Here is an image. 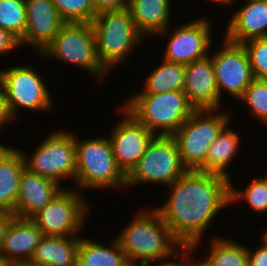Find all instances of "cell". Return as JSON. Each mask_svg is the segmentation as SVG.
I'll return each mask as SVG.
<instances>
[{
  "label": "cell",
  "mask_w": 267,
  "mask_h": 266,
  "mask_svg": "<svg viewBox=\"0 0 267 266\" xmlns=\"http://www.w3.org/2000/svg\"><path fill=\"white\" fill-rule=\"evenodd\" d=\"M184 93L195 110L224 109L217 84L211 56L185 65Z\"/></svg>",
  "instance_id": "obj_16"
},
{
  "label": "cell",
  "mask_w": 267,
  "mask_h": 266,
  "mask_svg": "<svg viewBox=\"0 0 267 266\" xmlns=\"http://www.w3.org/2000/svg\"><path fill=\"white\" fill-rule=\"evenodd\" d=\"M173 4V0H130L133 21L146 40L171 26Z\"/></svg>",
  "instance_id": "obj_21"
},
{
  "label": "cell",
  "mask_w": 267,
  "mask_h": 266,
  "mask_svg": "<svg viewBox=\"0 0 267 266\" xmlns=\"http://www.w3.org/2000/svg\"><path fill=\"white\" fill-rule=\"evenodd\" d=\"M9 145V146H8ZM25 169L18 147L0 143V211L15 213L20 177Z\"/></svg>",
  "instance_id": "obj_20"
},
{
  "label": "cell",
  "mask_w": 267,
  "mask_h": 266,
  "mask_svg": "<svg viewBox=\"0 0 267 266\" xmlns=\"http://www.w3.org/2000/svg\"><path fill=\"white\" fill-rule=\"evenodd\" d=\"M207 16L196 17L191 21H183L178 26H169L164 31L158 33L155 37L167 38L161 58L188 65L193 61L206 57L210 54L212 46L217 44L213 41L212 36L215 27L213 21L209 20ZM188 22V23H187ZM213 42V43H212Z\"/></svg>",
  "instance_id": "obj_12"
},
{
  "label": "cell",
  "mask_w": 267,
  "mask_h": 266,
  "mask_svg": "<svg viewBox=\"0 0 267 266\" xmlns=\"http://www.w3.org/2000/svg\"><path fill=\"white\" fill-rule=\"evenodd\" d=\"M121 105L150 132L164 136H172L195 111L183 90L129 94Z\"/></svg>",
  "instance_id": "obj_6"
},
{
  "label": "cell",
  "mask_w": 267,
  "mask_h": 266,
  "mask_svg": "<svg viewBox=\"0 0 267 266\" xmlns=\"http://www.w3.org/2000/svg\"><path fill=\"white\" fill-rule=\"evenodd\" d=\"M0 27L19 42L26 29V0H0Z\"/></svg>",
  "instance_id": "obj_28"
},
{
  "label": "cell",
  "mask_w": 267,
  "mask_h": 266,
  "mask_svg": "<svg viewBox=\"0 0 267 266\" xmlns=\"http://www.w3.org/2000/svg\"><path fill=\"white\" fill-rule=\"evenodd\" d=\"M37 55L43 61L53 59L62 65L65 63L83 69L87 76L89 74L97 78L94 81L98 85L105 83L111 75L98 58L91 23H65L54 39Z\"/></svg>",
  "instance_id": "obj_7"
},
{
  "label": "cell",
  "mask_w": 267,
  "mask_h": 266,
  "mask_svg": "<svg viewBox=\"0 0 267 266\" xmlns=\"http://www.w3.org/2000/svg\"><path fill=\"white\" fill-rule=\"evenodd\" d=\"M8 66L0 69V83L7 114L14 124L20 121L21 110L40 114L55 110L56 102L40 68L25 62Z\"/></svg>",
  "instance_id": "obj_4"
},
{
  "label": "cell",
  "mask_w": 267,
  "mask_h": 266,
  "mask_svg": "<svg viewBox=\"0 0 267 266\" xmlns=\"http://www.w3.org/2000/svg\"><path fill=\"white\" fill-rule=\"evenodd\" d=\"M220 42L217 48L212 46V50H216L214 52L211 50L209 54L215 71L217 88L223 101L224 97L229 95L230 99L237 101L254 80L249 57L242 44L232 43L224 37Z\"/></svg>",
  "instance_id": "obj_13"
},
{
  "label": "cell",
  "mask_w": 267,
  "mask_h": 266,
  "mask_svg": "<svg viewBox=\"0 0 267 266\" xmlns=\"http://www.w3.org/2000/svg\"><path fill=\"white\" fill-rule=\"evenodd\" d=\"M120 119L109 130L114 158L117 166L127 176L156 136L142 125L121 104L117 107ZM120 112V113H119Z\"/></svg>",
  "instance_id": "obj_14"
},
{
  "label": "cell",
  "mask_w": 267,
  "mask_h": 266,
  "mask_svg": "<svg viewBox=\"0 0 267 266\" xmlns=\"http://www.w3.org/2000/svg\"><path fill=\"white\" fill-rule=\"evenodd\" d=\"M267 172V171H266ZM267 181V173L263 174L262 176Z\"/></svg>",
  "instance_id": "obj_42"
},
{
  "label": "cell",
  "mask_w": 267,
  "mask_h": 266,
  "mask_svg": "<svg viewBox=\"0 0 267 266\" xmlns=\"http://www.w3.org/2000/svg\"><path fill=\"white\" fill-rule=\"evenodd\" d=\"M98 241L81 237L76 266H132L115 237L105 244Z\"/></svg>",
  "instance_id": "obj_24"
},
{
  "label": "cell",
  "mask_w": 267,
  "mask_h": 266,
  "mask_svg": "<svg viewBox=\"0 0 267 266\" xmlns=\"http://www.w3.org/2000/svg\"><path fill=\"white\" fill-rule=\"evenodd\" d=\"M139 208L133 219L115 235L132 266L171 257L182 245L173 237L158 210Z\"/></svg>",
  "instance_id": "obj_2"
},
{
  "label": "cell",
  "mask_w": 267,
  "mask_h": 266,
  "mask_svg": "<svg viewBox=\"0 0 267 266\" xmlns=\"http://www.w3.org/2000/svg\"><path fill=\"white\" fill-rule=\"evenodd\" d=\"M187 169L183 166L177 142L173 136L156 135L146 153L126 176V191L137 185L168 187Z\"/></svg>",
  "instance_id": "obj_11"
},
{
  "label": "cell",
  "mask_w": 267,
  "mask_h": 266,
  "mask_svg": "<svg viewBox=\"0 0 267 266\" xmlns=\"http://www.w3.org/2000/svg\"><path fill=\"white\" fill-rule=\"evenodd\" d=\"M242 45L249 57L254 78L267 79V37L253 38Z\"/></svg>",
  "instance_id": "obj_31"
},
{
  "label": "cell",
  "mask_w": 267,
  "mask_h": 266,
  "mask_svg": "<svg viewBox=\"0 0 267 266\" xmlns=\"http://www.w3.org/2000/svg\"><path fill=\"white\" fill-rule=\"evenodd\" d=\"M81 236H43L31 261L37 266H76Z\"/></svg>",
  "instance_id": "obj_22"
},
{
  "label": "cell",
  "mask_w": 267,
  "mask_h": 266,
  "mask_svg": "<svg viewBox=\"0 0 267 266\" xmlns=\"http://www.w3.org/2000/svg\"><path fill=\"white\" fill-rule=\"evenodd\" d=\"M206 252L201 259L208 266H249L247 244L232 240L231 237L211 235Z\"/></svg>",
  "instance_id": "obj_25"
},
{
  "label": "cell",
  "mask_w": 267,
  "mask_h": 266,
  "mask_svg": "<svg viewBox=\"0 0 267 266\" xmlns=\"http://www.w3.org/2000/svg\"><path fill=\"white\" fill-rule=\"evenodd\" d=\"M7 266H37L31 260H13L6 262Z\"/></svg>",
  "instance_id": "obj_38"
},
{
  "label": "cell",
  "mask_w": 267,
  "mask_h": 266,
  "mask_svg": "<svg viewBox=\"0 0 267 266\" xmlns=\"http://www.w3.org/2000/svg\"><path fill=\"white\" fill-rule=\"evenodd\" d=\"M229 122L219 133L216 140L210 145L206 156L205 165L200 169L202 172L218 174L232 179L229 165L234 164L232 161L237 157V153L242 145V138L235 129L230 126ZM232 163V164H231ZM228 169V170H227ZM230 169V170H229Z\"/></svg>",
  "instance_id": "obj_23"
},
{
  "label": "cell",
  "mask_w": 267,
  "mask_h": 266,
  "mask_svg": "<svg viewBox=\"0 0 267 266\" xmlns=\"http://www.w3.org/2000/svg\"><path fill=\"white\" fill-rule=\"evenodd\" d=\"M259 232L261 242L255 248L247 244L249 266H267V227Z\"/></svg>",
  "instance_id": "obj_33"
},
{
  "label": "cell",
  "mask_w": 267,
  "mask_h": 266,
  "mask_svg": "<svg viewBox=\"0 0 267 266\" xmlns=\"http://www.w3.org/2000/svg\"><path fill=\"white\" fill-rule=\"evenodd\" d=\"M62 188L57 182L25 168L20 177L19 193L14 215L22 219H31Z\"/></svg>",
  "instance_id": "obj_18"
},
{
  "label": "cell",
  "mask_w": 267,
  "mask_h": 266,
  "mask_svg": "<svg viewBox=\"0 0 267 266\" xmlns=\"http://www.w3.org/2000/svg\"><path fill=\"white\" fill-rule=\"evenodd\" d=\"M0 266H7L6 262L4 260H2V259H0Z\"/></svg>",
  "instance_id": "obj_41"
},
{
  "label": "cell",
  "mask_w": 267,
  "mask_h": 266,
  "mask_svg": "<svg viewBox=\"0 0 267 266\" xmlns=\"http://www.w3.org/2000/svg\"><path fill=\"white\" fill-rule=\"evenodd\" d=\"M239 101L247 107L251 117L259 119L258 122L262 125H267V79L254 78Z\"/></svg>",
  "instance_id": "obj_29"
},
{
  "label": "cell",
  "mask_w": 267,
  "mask_h": 266,
  "mask_svg": "<svg viewBox=\"0 0 267 266\" xmlns=\"http://www.w3.org/2000/svg\"><path fill=\"white\" fill-rule=\"evenodd\" d=\"M233 180H230V207L245 202L244 205L250 208L253 214H267V181L262 175L255 176L251 182L247 181L248 184L243 190L237 188L238 185Z\"/></svg>",
  "instance_id": "obj_27"
},
{
  "label": "cell",
  "mask_w": 267,
  "mask_h": 266,
  "mask_svg": "<svg viewBox=\"0 0 267 266\" xmlns=\"http://www.w3.org/2000/svg\"><path fill=\"white\" fill-rule=\"evenodd\" d=\"M165 189L170 192L165 194L168 199L154 207L182 246L199 250L204 233L221 211L230 208V180L214 173L187 170Z\"/></svg>",
  "instance_id": "obj_1"
},
{
  "label": "cell",
  "mask_w": 267,
  "mask_h": 266,
  "mask_svg": "<svg viewBox=\"0 0 267 266\" xmlns=\"http://www.w3.org/2000/svg\"><path fill=\"white\" fill-rule=\"evenodd\" d=\"M89 203L86 195L70 185L62 188L31 220L43 236H82L93 208Z\"/></svg>",
  "instance_id": "obj_10"
},
{
  "label": "cell",
  "mask_w": 267,
  "mask_h": 266,
  "mask_svg": "<svg viewBox=\"0 0 267 266\" xmlns=\"http://www.w3.org/2000/svg\"><path fill=\"white\" fill-rule=\"evenodd\" d=\"M65 23H91L97 16L93 0H52Z\"/></svg>",
  "instance_id": "obj_30"
},
{
  "label": "cell",
  "mask_w": 267,
  "mask_h": 266,
  "mask_svg": "<svg viewBox=\"0 0 267 266\" xmlns=\"http://www.w3.org/2000/svg\"><path fill=\"white\" fill-rule=\"evenodd\" d=\"M69 130L53 128L41 142L38 141L31 154L18 148L27 170L47 177L63 188H67L64 184L67 179L75 182L76 173V133Z\"/></svg>",
  "instance_id": "obj_8"
},
{
  "label": "cell",
  "mask_w": 267,
  "mask_h": 266,
  "mask_svg": "<svg viewBox=\"0 0 267 266\" xmlns=\"http://www.w3.org/2000/svg\"><path fill=\"white\" fill-rule=\"evenodd\" d=\"M236 1L241 0H230L228 6L238 5ZM239 4L241 6H235V12L231 11L227 18L223 37L236 44L267 37V0H243V4Z\"/></svg>",
  "instance_id": "obj_17"
},
{
  "label": "cell",
  "mask_w": 267,
  "mask_h": 266,
  "mask_svg": "<svg viewBox=\"0 0 267 266\" xmlns=\"http://www.w3.org/2000/svg\"><path fill=\"white\" fill-rule=\"evenodd\" d=\"M13 124V122L10 120L6 108H5V103H4V95H3V90L2 86L0 83V133L2 132L5 127H9ZM1 143V140H0Z\"/></svg>",
  "instance_id": "obj_37"
},
{
  "label": "cell",
  "mask_w": 267,
  "mask_h": 266,
  "mask_svg": "<svg viewBox=\"0 0 267 266\" xmlns=\"http://www.w3.org/2000/svg\"><path fill=\"white\" fill-rule=\"evenodd\" d=\"M91 26L98 58L111 74L119 66L125 65L123 63L130 59L132 53L141 48L143 41L146 42V38L137 30L129 8L101 12Z\"/></svg>",
  "instance_id": "obj_5"
},
{
  "label": "cell",
  "mask_w": 267,
  "mask_h": 266,
  "mask_svg": "<svg viewBox=\"0 0 267 266\" xmlns=\"http://www.w3.org/2000/svg\"><path fill=\"white\" fill-rule=\"evenodd\" d=\"M97 14L104 11L123 10L129 8L130 0H93Z\"/></svg>",
  "instance_id": "obj_35"
},
{
  "label": "cell",
  "mask_w": 267,
  "mask_h": 266,
  "mask_svg": "<svg viewBox=\"0 0 267 266\" xmlns=\"http://www.w3.org/2000/svg\"><path fill=\"white\" fill-rule=\"evenodd\" d=\"M206 1H208V3L211 2L212 4L214 3L215 5L218 4L221 7L223 5L224 8H225V6L227 7L229 5V2H230V0H206Z\"/></svg>",
  "instance_id": "obj_40"
},
{
  "label": "cell",
  "mask_w": 267,
  "mask_h": 266,
  "mask_svg": "<svg viewBox=\"0 0 267 266\" xmlns=\"http://www.w3.org/2000/svg\"><path fill=\"white\" fill-rule=\"evenodd\" d=\"M19 49L21 50L19 41L0 27V57L4 58L9 54H15V52L20 51Z\"/></svg>",
  "instance_id": "obj_34"
},
{
  "label": "cell",
  "mask_w": 267,
  "mask_h": 266,
  "mask_svg": "<svg viewBox=\"0 0 267 266\" xmlns=\"http://www.w3.org/2000/svg\"><path fill=\"white\" fill-rule=\"evenodd\" d=\"M16 216L13 213L0 211V251L9 225Z\"/></svg>",
  "instance_id": "obj_36"
},
{
  "label": "cell",
  "mask_w": 267,
  "mask_h": 266,
  "mask_svg": "<svg viewBox=\"0 0 267 266\" xmlns=\"http://www.w3.org/2000/svg\"><path fill=\"white\" fill-rule=\"evenodd\" d=\"M232 114L229 109L195 110L172 135L187 170H200L205 165L210 145L229 122L233 123L236 115Z\"/></svg>",
  "instance_id": "obj_9"
},
{
  "label": "cell",
  "mask_w": 267,
  "mask_h": 266,
  "mask_svg": "<svg viewBox=\"0 0 267 266\" xmlns=\"http://www.w3.org/2000/svg\"><path fill=\"white\" fill-rule=\"evenodd\" d=\"M42 237V231L31 219L15 217L5 234L0 259L30 260Z\"/></svg>",
  "instance_id": "obj_19"
},
{
  "label": "cell",
  "mask_w": 267,
  "mask_h": 266,
  "mask_svg": "<svg viewBox=\"0 0 267 266\" xmlns=\"http://www.w3.org/2000/svg\"><path fill=\"white\" fill-rule=\"evenodd\" d=\"M105 135L80 139L76 134V184L73 187L82 193L84 189L86 193L88 189L126 190V175L117 166L111 141Z\"/></svg>",
  "instance_id": "obj_3"
},
{
  "label": "cell",
  "mask_w": 267,
  "mask_h": 266,
  "mask_svg": "<svg viewBox=\"0 0 267 266\" xmlns=\"http://www.w3.org/2000/svg\"><path fill=\"white\" fill-rule=\"evenodd\" d=\"M195 253L197 252L194 246H182L169 258L151 261L137 266H190L191 258Z\"/></svg>",
  "instance_id": "obj_32"
},
{
  "label": "cell",
  "mask_w": 267,
  "mask_h": 266,
  "mask_svg": "<svg viewBox=\"0 0 267 266\" xmlns=\"http://www.w3.org/2000/svg\"><path fill=\"white\" fill-rule=\"evenodd\" d=\"M146 76L140 91L134 93H164L184 89L185 65L161 59Z\"/></svg>",
  "instance_id": "obj_26"
},
{
  "label": "cell",
  "mask_w": 267,
  "mask_h": 266,
  "mask_svg": "<svg viewBox=\"0 0 267 266\" xmlns=\"http://www.w3.org/2000/svg\"><path fill=\"white\" fill-rule=\"evenodd\" d=\"M64 24L52 0H26V29L19 42L21 49L27 46L40 54Z\"/></svg>",
  "instance_id": "obj_15"
},
{
  "label": "cell",
  "mask_w": 267,
  "mask_h": 266,
  "mask_svg": "<svg viewBox=\"0 0 267 266\" xmlns=\"http://www.w3.org/2000/svg\"><path fill=\"white\" fill-rule=\"evenodd\" d=\"M196 254L197 253H195V255L192 256L190 266H208L201 258L199 257L197 258Z\"/></svg>",
  "instance_id": "obj_39"
}]
</instances>
